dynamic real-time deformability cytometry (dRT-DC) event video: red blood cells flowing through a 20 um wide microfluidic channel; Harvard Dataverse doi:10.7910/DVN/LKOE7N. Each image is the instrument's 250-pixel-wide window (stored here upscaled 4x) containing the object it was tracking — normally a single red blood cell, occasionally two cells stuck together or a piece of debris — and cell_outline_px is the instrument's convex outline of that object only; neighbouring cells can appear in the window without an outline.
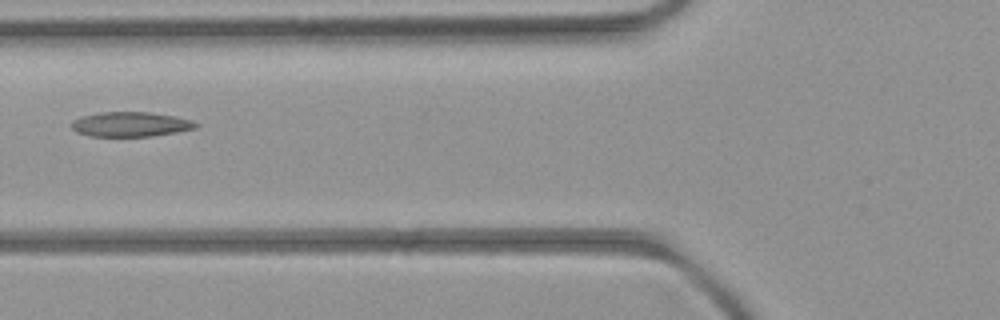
{"species": "common noctule bat (a hibernating species)", "species_latin": "Nyctalus noctula", "temperature_condition": "room temperature", "stored_images_in_passage": 5, "camera_frame_rate_fps": 3000, "um_per_image_px": 0.085, "animal": {"sex": "female", "body_mass_g": 21.9}, "frame": {"image": 1, "passage_image": 4, "time_ms": 3.667, "image_size_px": [1000, 320], "cell_outline_px": [[200, 124], [196, 128], [176, 132], [152, 136], [88, 136], [76, 132], [72, 128], [72, 120], [80, 116], [100, 112], [148, 112], [176, 116], [192, 120]], "centroid_in_image_um": [11.09, 10.56], "position_along_channel_um": 114.7, "area_um2": 18.03}}
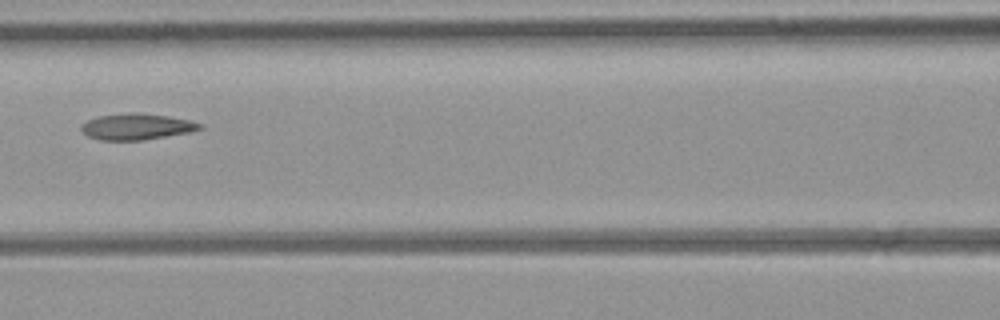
{"frame": {"image": 2, "passage_image": 5, "time_ms": 4.667, "image_size_px": [1000, 320], "cell_outline_px": [[204, 128], [192, 132], [144, 140], [100, 140], [88, 136], [80, 128], [80, 124], [88, 120], [100, 116], [128, 112], [140, 112], [168, 116], [188, 120], [204, 124]], "centroid_in_image_um": [11.65, 10.76], "position_along_channel_um": 154.9, "area_um2": 18.26}}